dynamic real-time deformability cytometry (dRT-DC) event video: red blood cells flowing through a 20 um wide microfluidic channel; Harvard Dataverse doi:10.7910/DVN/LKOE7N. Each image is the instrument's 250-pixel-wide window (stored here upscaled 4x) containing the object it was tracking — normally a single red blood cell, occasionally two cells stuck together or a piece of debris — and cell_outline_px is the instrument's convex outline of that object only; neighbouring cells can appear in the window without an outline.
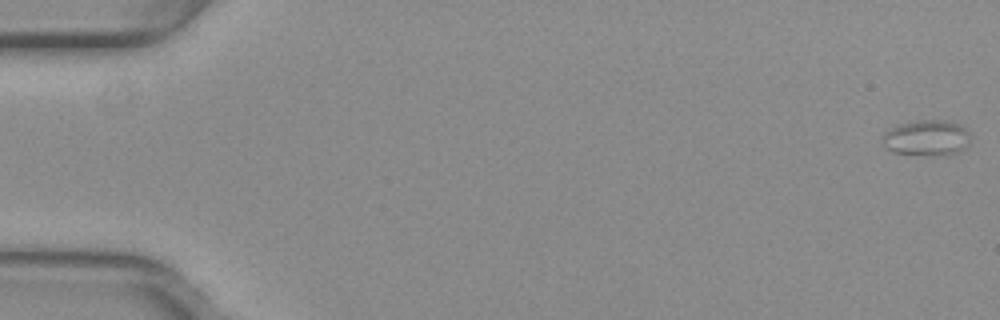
{"species": "common noctule bat (a hibernating species)", "species_latin": "Nyctalus noctula", "temperature_condition": "warm", "stored_images_in_passage": 11, "camera_frame_rate_fps": 3000, "um_per_image_px": 0.085, "animal": {"sex": "female", "body_mass_g": 29.2, "forearm_length_mm": 56.3}, "frame": {"image": 1, "passage_image": 1, "time_ms": 0.0, "image_size_px": [1000, 320], "cell_outline_px": [[972, 136], [968, 144], [960, 152], [944, 156], [892, 152], [884, 148], [880, 144], [880, 140], [884, 132], [900, 124], [916, 120], [948, 120], [960, 124]], "centroid_in_image_um": [78.76, 11.72], "position_along_channel_um": 6.2, "area_um2": 18.73}}